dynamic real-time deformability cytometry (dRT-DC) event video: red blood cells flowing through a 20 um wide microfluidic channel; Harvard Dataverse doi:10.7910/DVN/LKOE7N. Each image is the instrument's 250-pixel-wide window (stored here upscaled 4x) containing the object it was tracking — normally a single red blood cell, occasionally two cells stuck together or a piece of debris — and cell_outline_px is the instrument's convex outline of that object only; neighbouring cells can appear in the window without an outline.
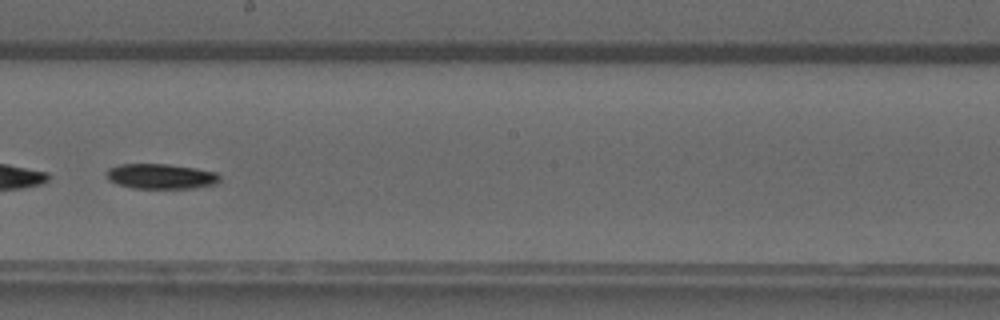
{"species": "common noctule bat (a hibernating species)", "species_latin": "Nyctalus noctula", "temperature_condition": "warm", "stored_images_in_passage": 35, "camera_frame_rate_fps": 3000, "um_per_image_px": 0.085, "animal": {"sex": "male", "forearm_length_mm": 52.5}, "frame": {"image": 1, "passage_image": 16, "time_ms": 5.0, "image_size_px": [1000, 320], "cell_outline_px": [[220, 180], [216, 184], [192, 188], [132, 188], [116, 184], [108, 180], [104, 172], [108, 168], [120, 164], [168, 164], [196, 168], [216, 172], [220, 176]], "centroid_in_image_um": [13.64, 14.98], "position_along_channel_um": 234.6, "area_um2": 16.76}}